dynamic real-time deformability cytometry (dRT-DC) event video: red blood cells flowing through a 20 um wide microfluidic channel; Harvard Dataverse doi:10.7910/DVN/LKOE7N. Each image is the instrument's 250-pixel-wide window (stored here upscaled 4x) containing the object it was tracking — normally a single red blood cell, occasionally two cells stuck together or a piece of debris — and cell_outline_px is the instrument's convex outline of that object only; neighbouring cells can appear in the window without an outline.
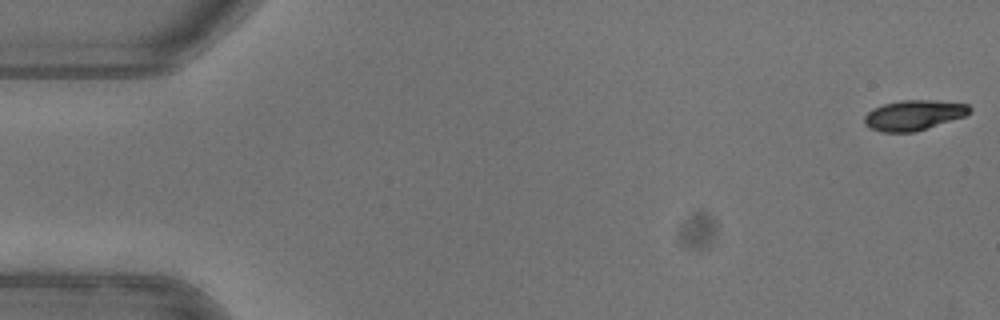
{"species": "common noctule bat (a hibernating species)", "species_latin": "Nyctalus noctula", "temperature_condition": "warm", "stored_images_in_passage": 52, "camera_frame_rate_fps": 3000, "um_per_image_px": 0.085, "animal": {"sex": "female"}, "frame": {"image": 1, "passage_image": 1, "time_ms": 0.0, "image_size_px": [1000, 320], "cell_outline_px": [[972, 112], [964, 116], [916, 132], [880, 132], [868, 128], [864, 124], [864, 116], [872, 108], [884, 104], [900, 100], [932, 100], [968, 104], [972, 108]], "centroid_in_image_um": [77.65, 9.79], "position_along_channel_um": 7.4, "area_um2": 18.67}}
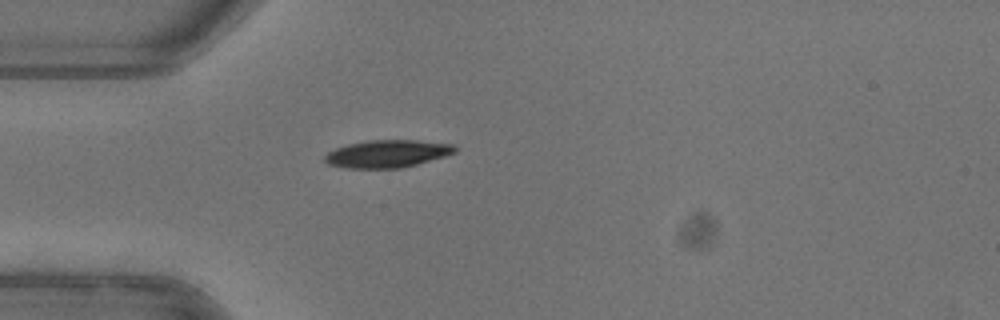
{"frame": {"image": 2, "passage_image": 15, "time_ms": 4.667, "image_size_px": [1000, 320], "cell_outline_px": [[456, 152], [444, 156], [416, 164], [400, 168], [344, 168], [328, 164], [324, 160], [324, 156], [328, 152], [336, 148], [348, 144], [368, 140], [416, 140], [456, 144]], "centroid_in_image_um": [32.92, 13.06], "position_along_channel_um": 52.1, "area_um2": 20.87}}
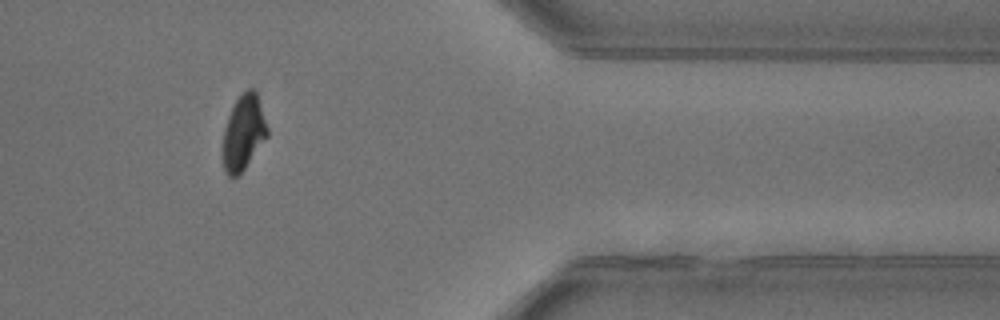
{"frame": {"image": 3, "passage_image": 43, "time_ms": 14.0, "image_size_px": [1000, 320], "cell_outline_px": [[268, 136], [244, 168], [236, 176], [228, 176], [224, 172], [224, 128], [228, 116], [236, 100], [248, 88], [256, 88], [268, 128]], "centroid_in_image_um": [20.72, 11.23], "position_along_channel_um": 390.7, "area_um2": 19.13}, "authors_computed_cell_mechanics": {"area_um2": 20.3167, "velocity_mm_per_s": 3.9778, "shape_relaxation_time_tau1_ms": 3.1788, "shape_relaxation_time_tau2_ms": 10.0778, "deformation_change_tau1": 0.1366, "deformation_change_tau2": 0.1183}}